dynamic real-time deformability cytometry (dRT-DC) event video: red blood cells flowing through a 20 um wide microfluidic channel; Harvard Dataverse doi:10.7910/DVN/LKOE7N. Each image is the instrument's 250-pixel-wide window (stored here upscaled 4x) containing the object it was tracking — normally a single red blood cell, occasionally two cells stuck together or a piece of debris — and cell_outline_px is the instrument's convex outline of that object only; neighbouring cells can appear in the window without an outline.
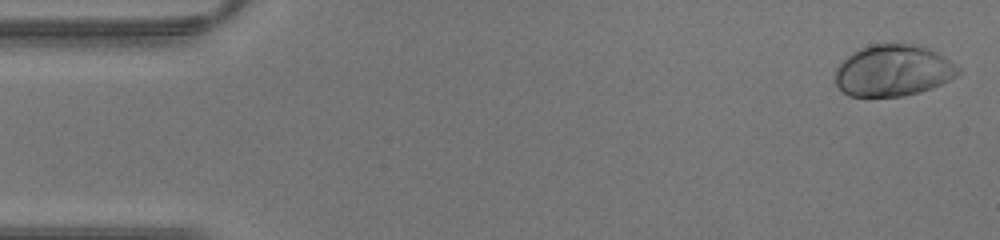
{"species": "human", "species_latin": "Homo sapiens", "temperature_condition": "warm", "stored_images_in_passage": 42, "camera_frame_rate_fps": 3000, "um_per_image_px": 0.085, "donor": {"sex": "male"}, "frame": {"image": 1, "passage_image": 1, "time_ms": 0.0, "image_size_px": [1000, 240], "cell_outline_px": [[960, 72], [956, 76], [932, 88], [920, 92], [904, 96], [848, 96], [836, 84], [836, 68], [852, 52], [860, 48], [872, 44], [912, 44], [928, 48], [944, 56], [960, 68]], "centroid_in_image_um": [75.92, 6.0], "position_along_channel_um": 9.1, "area_um2": 36.65}}
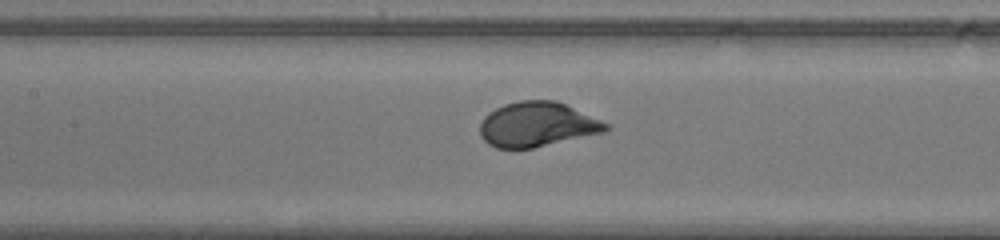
{"frame": {"image": 2, "passage_image": 19, "time_ms": 6.0, "image_size_px": [1000, 240], "cell_outline_px": [[612, 128], [604, 132], [532, 148], [496, 148], [488, 144], [480, 136], [480, 124], [484, 116], [488, 112], [504, 104], [520, 100], [556, 100], [612, 124]], "centroid_in_image_um": [45.68, 10.57], "position_along_channel_um": 161.7, "area_um2": 33.0}}
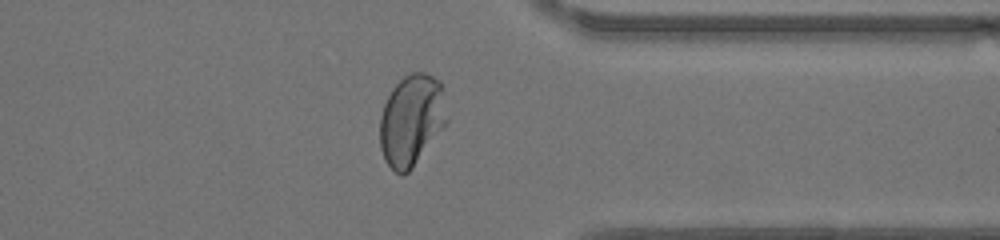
{"frame": {"image": 3, "passage_image": 33, "time_ms": 10.667, "image_size_px": [1000, 240], "cell_outline_px": [[448, 124], [412, 168], [404, 176], [400, 176], [384, 160], [380, 148], [380, 116], [384, 104], [392, 88], [404, 76], [412, 72], [424, 72], [440, 80], [448, 120]], "centroid_in_image_um": [34.98, 10.23], "position_along_channel_um": 376.4, "area_um2": 35.95}}